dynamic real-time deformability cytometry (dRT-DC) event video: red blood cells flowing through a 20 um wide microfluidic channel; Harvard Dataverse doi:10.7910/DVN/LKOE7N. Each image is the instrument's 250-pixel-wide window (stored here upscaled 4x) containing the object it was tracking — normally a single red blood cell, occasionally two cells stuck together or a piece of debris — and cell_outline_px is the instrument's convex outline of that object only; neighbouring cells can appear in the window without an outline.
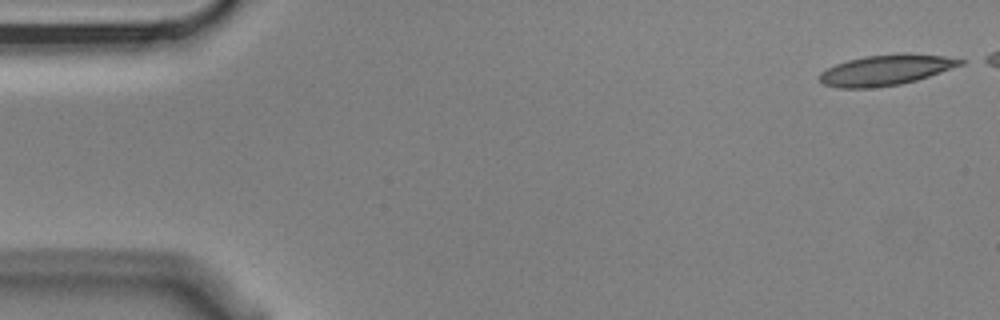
{"species": "Egyptian fruit bat (a non-hibernating species)", "species_latin": "Rousettus aegyptiacus", "temperature_condition": "cold", "stored_images_in_passage": 6, "camera_frame_rate_fps": 3000, "um_per_image_px": 0.085, "animal": {"sex": "male"}, "frame": {"image": 1, "passage_image": 1, "time_ms": 0.0, "image_size_px": [1000, 320], "cell_outline_px": [[968, 60], [964, 64], [916, 80], [900, 84], [868, 88], [840, 88], [824, 84], [820, 80], [820, 72], [836, 64], [848, 60], [864, 56], [900, 52], [908, 52], [944, 56]], "centroid_in_image_um": [75.34, 5.92], "position_along_channel_um": 9.7, "area_um2": 25.14}}